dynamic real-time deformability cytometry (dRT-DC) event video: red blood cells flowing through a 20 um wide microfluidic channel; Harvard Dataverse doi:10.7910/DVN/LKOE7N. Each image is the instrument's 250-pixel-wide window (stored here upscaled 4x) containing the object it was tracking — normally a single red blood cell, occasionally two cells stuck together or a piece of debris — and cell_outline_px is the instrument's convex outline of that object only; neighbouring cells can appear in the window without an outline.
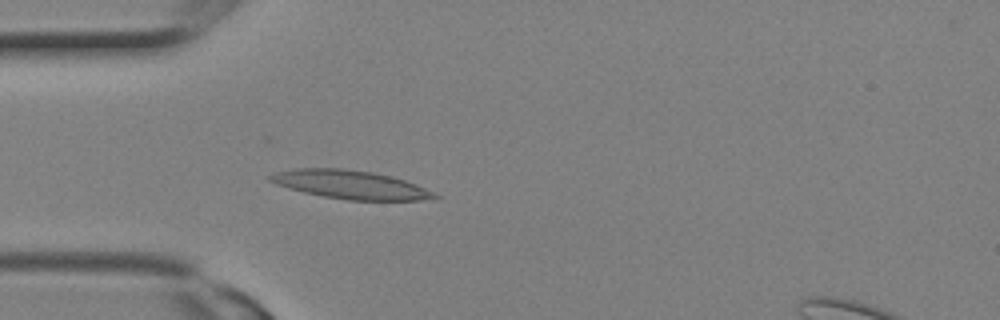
{"species": "Egyptian fruit bat (a non-hibernating species)", "species_latin": "Rousettus aegyptiacus", "temperature_condition": "room temperature", "stored_images_in_passage": 13, "camera_frame_rate_fps": 3000, "um_per_image_px": 0.085, "animal": {"sex": "female"}, "frame": {"image": 1, "passage_image": 8, "time_ms": 2.333, "image_size_px": [1000, 320], "cell_outline_px": [[440, 196], [420, 200], [348, 200], [324, 196], [304, 192], [288, 188], [276, 184], [268, 180], [268, 176], [276, 172], [296, 168], [340, 168], [372, 172], [392, 176], [416, 184]], "centroid_in_image_um": [29.74, 15.68], "position_along_channel_um": 55.3, "area_um2": 26.99}}
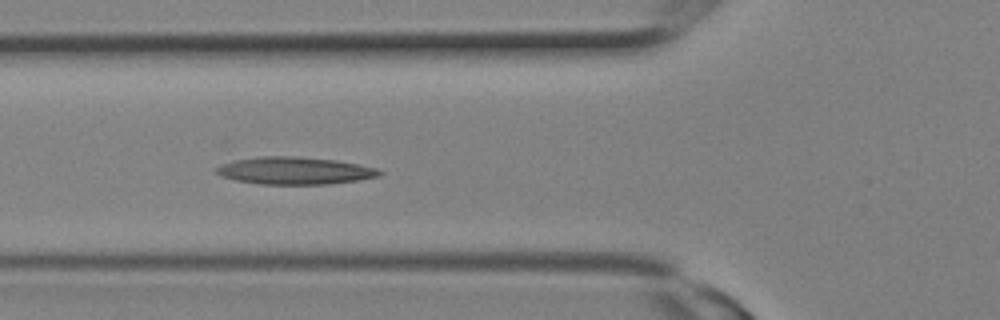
{"frame": {"image": 2, "passage_image": 10, "time_ms": 3.0, "image_size_px": [1000, 320], "cell_outline_px": [[384, 172], [380, 176], [356, 180], [328, 184], [260, 184], [236, 180], [220, 176], [212, 168], [220, 164], [236, 160], [260, 156], [296, 156], [336, 160], [376, 168]], "centroid_in_image_um": [25.0, 14.5], "position_along_channel_um": 100.8, "area_um2": 26.01}}
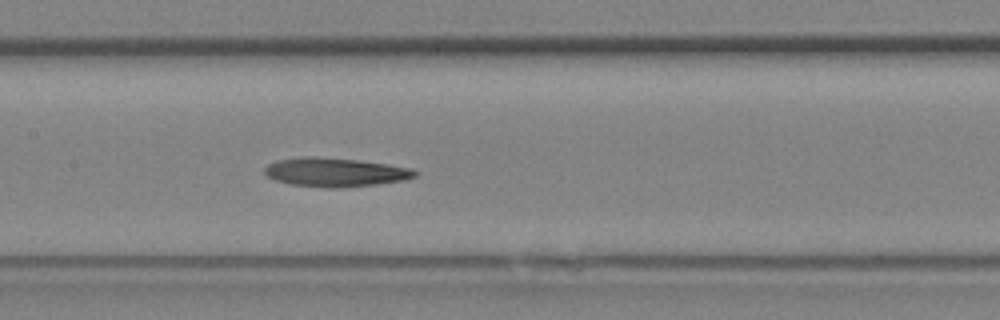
{"frame": {"image": 3, "passage_image": 13, "time_ms": 4.0, "image_size_px": [1000, 320], "cell_outline_px": [[420, 172], [416, 176], [404, 180], [376, 184], [332, 188], [324, 188], [292, 184], [276, 180], [268, 176], [264, 172], [264, 168], [268, 164], [276, 160], [304, 156], [312, 156], [356, 160], [388, 164], [412, 168]], "centroid_in_image_um": [28.5, 14.63], "position_along_channel_um": 178.9, "area_um2": 25.2}}